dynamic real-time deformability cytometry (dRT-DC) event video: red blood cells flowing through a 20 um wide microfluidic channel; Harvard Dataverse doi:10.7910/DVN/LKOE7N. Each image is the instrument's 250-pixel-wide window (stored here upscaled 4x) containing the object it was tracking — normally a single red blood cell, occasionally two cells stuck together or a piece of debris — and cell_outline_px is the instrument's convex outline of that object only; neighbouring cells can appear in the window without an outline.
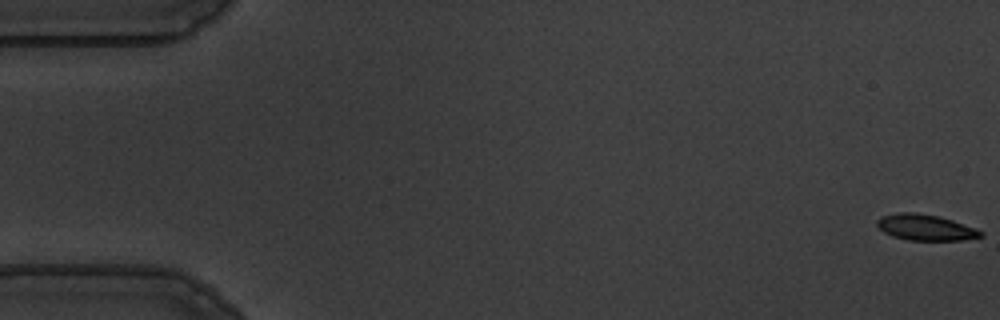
{"species": "common noctule bat (a hibernating species)", "species_latin": "Nyctalus noctula", "temperature_condition": "warm", "stored_images_in_passage": 58, "camera_frame_rate_fps": 3000, "um_per_image_px": 0.085, "animal": {"sex": "male", "body_mass_g": 19.5, "forearm_length_mm": 54.6}, "frame": {"image": 1, "passage_image": 1, "time_ms": 0.0, "image_size_px": [1000, 320], "cell_outline_px": [[984, 236], [960, 240], [908, 240], [892, 236], [884, 232], [876, 224], [876, 220], [880, 216], [896, 212], [912, 212], [940, 216], [976, 228], [984, 232]], "centroid_in_image_um": [78.65, 19.32], "position_along_channel_um": 6.3, "area_um2": 15.78}}
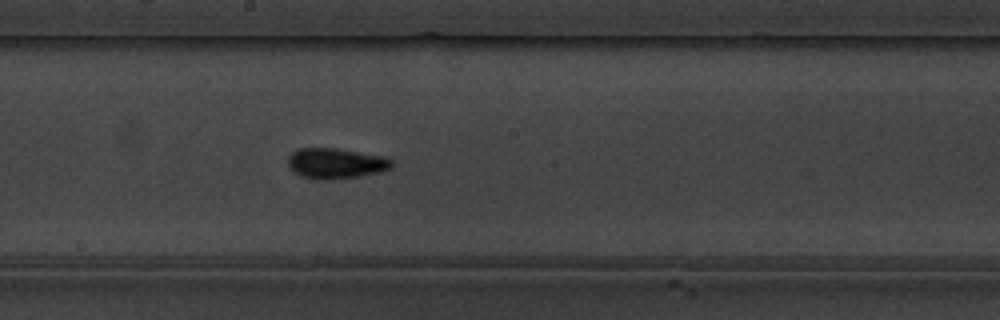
{"frame": {"image": 2, "passage_image": 31, "time_ms": 10.0, "image_size_px": [1000, 320], "cell_outline_px": [[396, 164], [392, 168], [380, 172], [360, 176], [328, 180], [320, 180], [304, 176], [296, 172], [288, 164], [288, 156], [296, 148], [336, 148], [384, 156], [392, 160]], "centroid_in_image_um": [28.6, 13.87], "position_along_channel_um": 219.6, "area_um2": 18.5}}
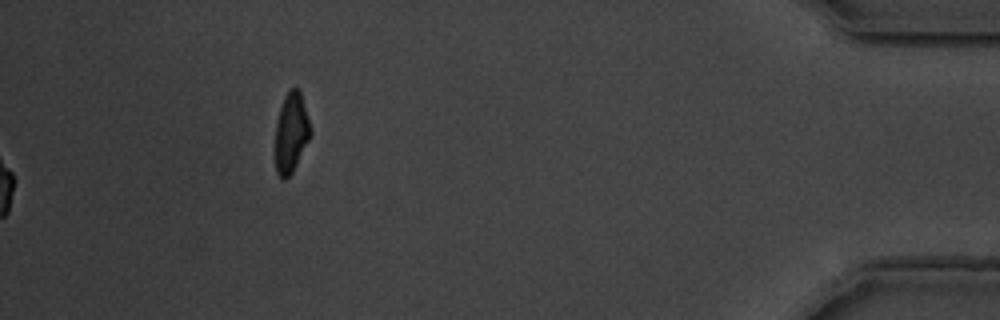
{"frame": {"image": 3, "passage_image": 58, "time_ms": 19.0, "image_size_px": [1000, 320], "cell_outline_px": [[312, 132], [292, 172], [284, 180], [280, 180], [276, 172], [276, 124], [280, 108], [284, 96], [292, 88], [296, 88], [300, 92]], "centroid_in_image_um": [24.73, 11.3], "position_along_channel_um": 410.5, "area_um2": 15.95}, "authors_computed_cell_mechanics": {"area_um2": 16.5886, "velocity_mm_per_s": 3.6024, "shape_relaxation_time_tau1_ms": 4.3783, "shape_relaxation_time_tau2_ms": 3.5393, "deformation_change_tau1": 0.1586, "deformation_change_tau2": 0.0787}}